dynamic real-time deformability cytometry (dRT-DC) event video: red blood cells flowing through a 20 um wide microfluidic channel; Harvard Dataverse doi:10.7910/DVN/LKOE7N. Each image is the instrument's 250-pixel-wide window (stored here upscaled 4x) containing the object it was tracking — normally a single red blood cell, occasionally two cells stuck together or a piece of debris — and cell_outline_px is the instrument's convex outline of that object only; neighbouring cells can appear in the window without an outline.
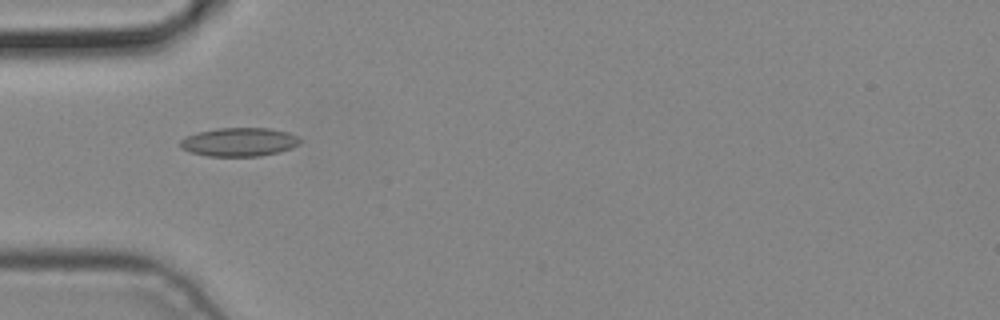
{"species": "common noctule bat (a hibernating species)", "species_latin": "Nyctalus noctula", "temperature_condition": "cold", "stored_images_in_passage": 5, "camera_frame_rate_fps": 3000, "um_per_image_px": 0.085, "animal": {"sex": "male", "body_mass_g": 19.2, "forearm_length_mm": 51.8}, "frame": {"image": 1, "passage_image": 3, "time_ms": 0.667, "image_size_px": [1000, 320], "cell_outline_px": [[300, 144], [292, 148], [280, 152], [260, 156], [208, 156], [192, 152], [180, 148], [180, 140], [188, 136], [200, 132], [216, 128], [268, 128], [288, 132], [296, 136], [300, 140]], "centroid_in_image_um": [20.36, 12.07], "position_along_channel_um": 64.6, "area_um2": 19.88}}
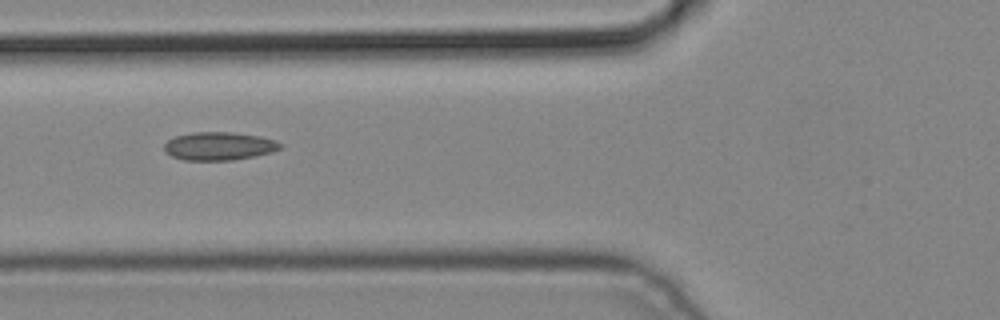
{"frame": {"image": 2, "passage_image": 4, "time_ms": 1.0, "image_size_px": [1000, 320], "cell_outline_px": [[284, 148], [272, 152], [232, 160], [184, 160], [172, 156], [164, 152], [164, 144], [168, 140], [176, 136], [192, 132], [232, 132], [260, 136], [276, 140], [284, 144]], "centroid_in_image_um": [18.65, 12.41], "position_along_channel_um": 107.2, "area_um2": 19.19}}
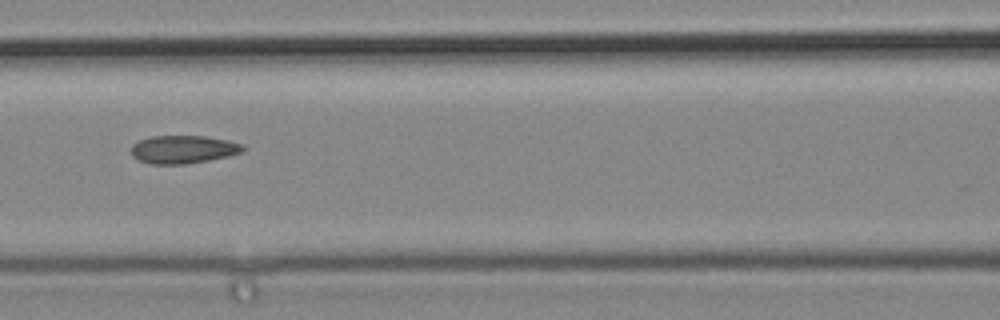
{"frame": {"image": 3, "passage_image": 5, "time_ms": 1.333, "image_size_px": [1000, 320], "cell_outline_px": [[248, 148], [244, 152], [228, 156], [208, 160], [184, 164], [148, 164], [132, 156], [132, 144], [140, 140], [152, 136], [204, 136], [228, 140], [244, 144]], "centroid_in_image_um": [15.63, 12.7], "position_along_channel_um": 151.0, "area_um2": 18.38}}